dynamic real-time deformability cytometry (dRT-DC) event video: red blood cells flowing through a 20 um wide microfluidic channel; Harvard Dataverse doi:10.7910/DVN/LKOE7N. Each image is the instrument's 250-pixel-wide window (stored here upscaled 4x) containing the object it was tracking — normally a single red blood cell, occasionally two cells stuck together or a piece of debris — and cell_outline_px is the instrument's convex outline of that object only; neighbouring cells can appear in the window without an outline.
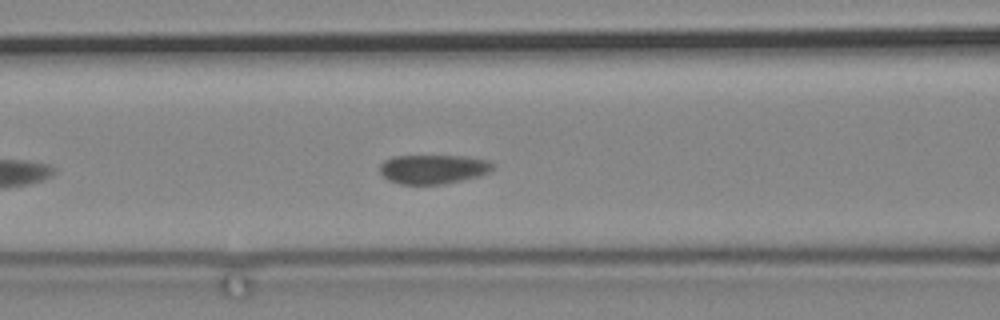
{"species": "common noctule bat (a hibernating species)", "species_latin": "Nyctalus noctula", "temperature_condition": "cold", "stored_images_in_passage": 12, "camera_frame_rate_fps": 3000, "um_per_image_px": 0.085, "animal": {"sex": "male", "body_mass_g": 19.2, "forearm_length_mm": 51.8}, "frame": {"image": 1, "passage_image": 7, "time_ms": 2.0, "image_size_px": [1000, 320], "cell_outline_px": [[496, 168], [480, 176], [444, 184], [400, 184], [388, 180], [380, 172], [380, 164], [384, 160], [392, 156], [464, 156], [488, 160]], "centroid_in_image_um": [36.82, 14.38], "position_along_channel_um": 129.8, "area_um2": 19.31}}